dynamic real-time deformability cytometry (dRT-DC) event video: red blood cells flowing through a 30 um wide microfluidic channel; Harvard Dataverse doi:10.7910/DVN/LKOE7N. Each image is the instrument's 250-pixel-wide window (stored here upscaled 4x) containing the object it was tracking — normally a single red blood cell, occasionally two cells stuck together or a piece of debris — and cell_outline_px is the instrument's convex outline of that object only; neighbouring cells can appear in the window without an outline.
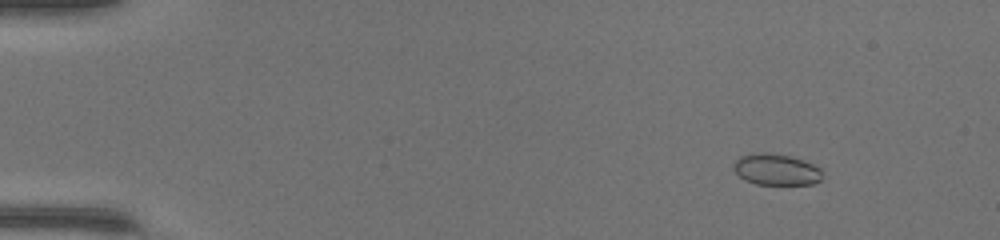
{"species": "common noctule bat (a hibernating species)", "species_latin": "Nyctalus noctula", "temperature_condition": "warm", "stored_images_in_passage": 50, "camera_frame_rate_fps": 3000, "um_per_image_px": 0.085, "animal": {"sex": "female", "body_mass_g": 17.0, "forearm_length_mm": 48.0}, "frame": {"image": 1, "passage_image": 7, "time_ms": 2.0, "image_size_px": [1000, 240], "cell_outline_px": [[820, 180], [812, 184], [756, 184], [744, 180], [736, 172], [736, 160], [740, 156], [752, 152], [764, 152], [788, 156], [812, 164], [820, 168]], "centroid_in_image_um": [65.95, 14.41], "position_along_channel_um": 19.1, "area_um2": 15.78}}
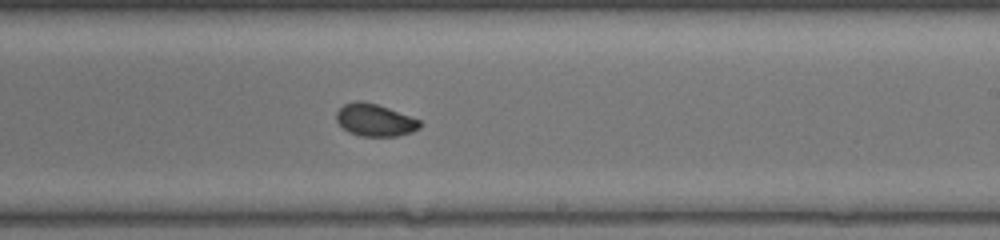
{"frame": {"image": 2, "passage_image": 32, "time_ms": 10.333, "image_size_px": [1000, 240], "cell_outline_px": [[420, 128], [412, 132], [396, 136], [360, 136], [348, 132], [336, 120], [336, 112], [344, 104], [356, 100], [360, 100], [376, 104], [388, 108], [420, 120]], "centroid_in_image_um": [31.84, 10.21], "position_along_channel_um": 257.2, "area_um2": 15.61}}
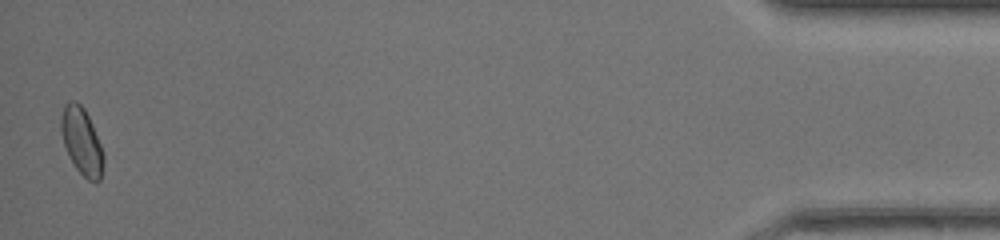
{"frame": {"image": 3, "passage_image": 50, "time_ms": 16.333, "image_size_px": [1000, 240], "cell_outline_px": [[104, 160], [100, 180], [88, 180], [76, 168], [68, 156], [64, 144], [60, 128], [60, 116], [64, 104], [68, 100], [76, 100], [84, 108], [92, 124], [100, 144], [104, 156]], "centroid_in_image_um": [6.91, 11.96], "position_along_channel_um": 428.3, "area_um2": 16.53}, "authors_computed_cell_mechanics": {"area_um2": 16.1551, "velocity_mm_per_s": 4.3179, "shape_relaxation_time_tau1_ms": 3.3523, "shape_relaxation_time_tau2_ms": 0.8774, "deformation_change_tau1": 0.0911, "deformation_change_tau2": 0.031}}